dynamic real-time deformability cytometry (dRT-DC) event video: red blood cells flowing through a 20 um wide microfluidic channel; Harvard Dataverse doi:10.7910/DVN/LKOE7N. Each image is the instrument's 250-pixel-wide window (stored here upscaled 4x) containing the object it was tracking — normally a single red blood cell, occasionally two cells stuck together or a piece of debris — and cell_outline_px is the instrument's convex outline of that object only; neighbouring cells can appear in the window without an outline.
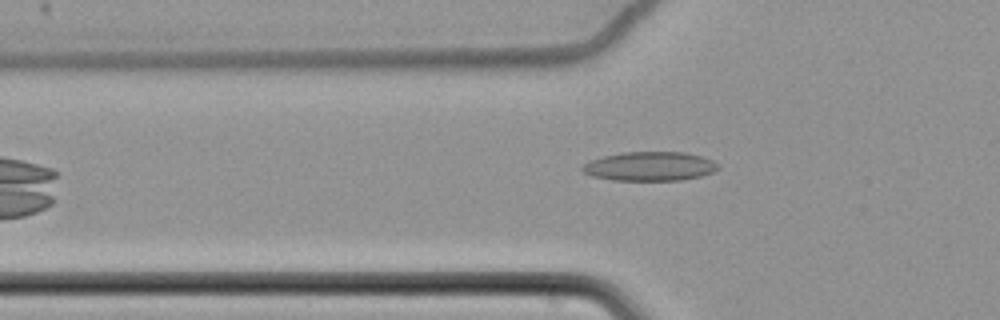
{"species": "common noctule bat (a hibernating species)", "species_latin": "Nyctalus noctula", "temperature_condition": "cold", "stored_images_in_passage": 46, "camera_frame_rate_fps": 3000, "um_per_image_px": 0.085, "animal": {"sex": "female", "body_mass_g": 22.7, "forearm_length_mm": 54.2}, "frame": {"image": 1, "passage_image": 7, "time_ms": 2.0, "image_size_px": [1000, 320], "cell_outline_px": [[720, 168], [712, 172], [700, 176], [680, 180], [612, 180], [592, 176], [584, 172], [580, 168], [584, 164], [592, 160], [604, 156], [624, 152], [684, 152], [700, 156], [712, 160], [720, 164]], "centroid_in_image_um": [55.25, 14.13], "position_along_channel_um": 70.5, "area_um2": 22.89}}
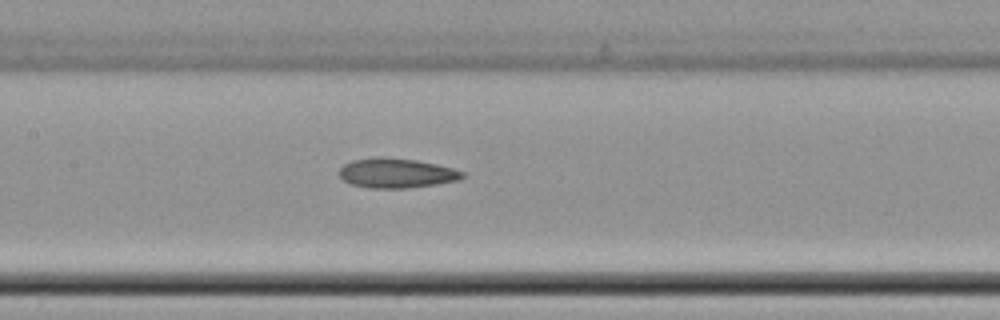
{"frame": {"image": 2, "passage_image": 16, "time_ms": 5.0, "image_size_px": [1000, 320], "cell_outline_px": [[464, 176], [460, 180], [436, 184], [408, 188], [368, 188], [352, 184], [344, 180], [340, 176], [340, 168], [344, 164], [352, 160], [380, 156], [416, 160], [436, 164], [452, 168], [464, 172]], "centroid_in_image_um": [33.7, 14.71], "position_along_channel_um": 173.7, "area_um2": 21.27}}
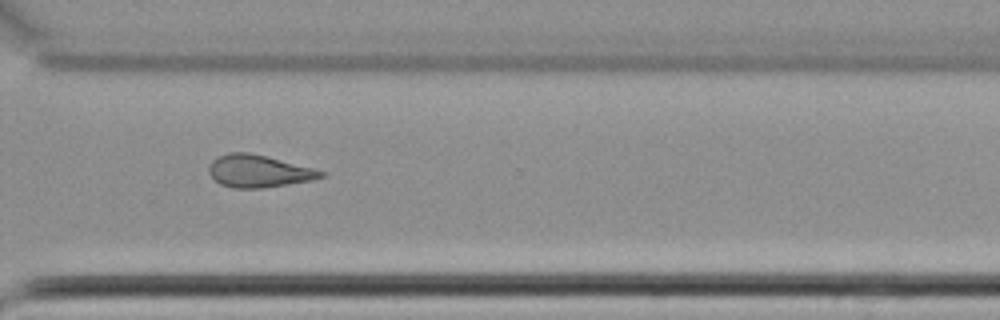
{"frame": {"image": 3, "passage_image": 31, "time_ms": 10.0, "image_size_px": [1000, 320], "cell_outline_px": [[324, 176], [312, 180], [288, 184], [260, 188], [232, 188], [220, 184], [212, 180], [208, 172], [208, 168], [212, 160], [228, 152], [248, 152], [316, 168], [324, 172]], "centroid_in_image_um": [21.95, 14.55], "position_along_channel_um": 348.7, "area_um2": 21.21}, "authors_computed_cell_mechanics": {"area_um2": 21.3282, "velocity_mm_per_s": 3.4894, "shape_relaxation_time_tau1_ms": null, "shape_relaxation_time_tau2_ms": 4.5352, "deformation_change_tau1": null, "deformation_change_tau2": 0.1207}}